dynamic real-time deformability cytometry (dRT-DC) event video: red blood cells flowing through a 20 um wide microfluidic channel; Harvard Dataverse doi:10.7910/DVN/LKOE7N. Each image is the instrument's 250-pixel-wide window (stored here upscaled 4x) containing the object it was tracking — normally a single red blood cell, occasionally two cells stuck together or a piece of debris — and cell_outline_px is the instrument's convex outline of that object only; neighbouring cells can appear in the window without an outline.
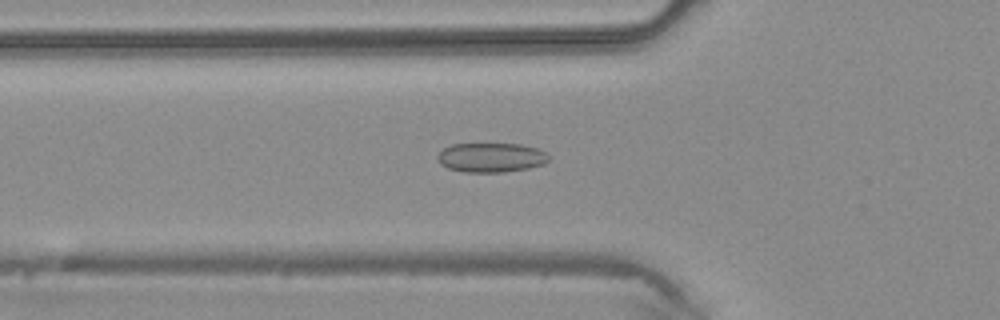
{"species": "common noctule bat (a hibernating species)", "species_latin": "Nyctalus noctula", "temperature_condition": "warm", "stored_images_in_passage": 43, "camera_frame_rate_fps": 3000, "um_per_image_px": 0.085, "animal": {"sex": "male", "body_mass_g": 20.4}, "frame": {"image": 1, "passage_image": 15, "time_ms": 4.667, "image_size_px": [1000, 320], "cell_outline_px": [[548, 160], [544, 164], [528, 168], [504, 172], [464, 172], [448, 168], [440, 164], [436, 160], [436, 156], [444, 148], [452, 144], [520, 144], [536, 148], [548, 152]], "centroid_in_image_um": [41.73, 13.39], "position_along_channel_um": 84.1, "area_um2": 19.13}}
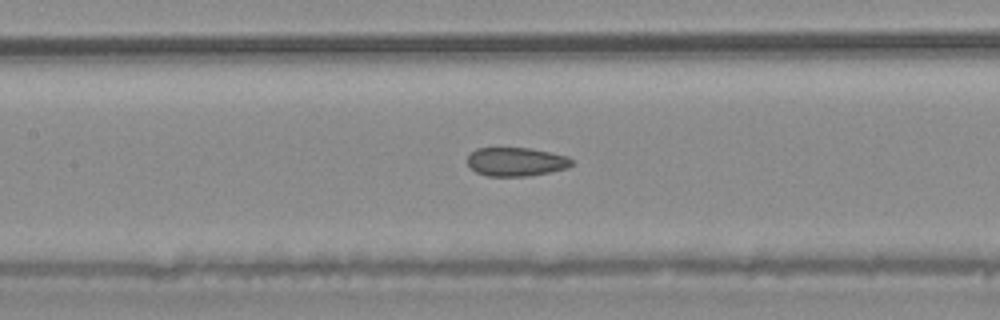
{"frame": {"image": 2, "passage_image": 20, "time_ms": 6.333, "image_size_px": [1000, 320], "cell_outline_px": [[572, 164], [568, 168], [528, 176], [488, 176], [476, 172], [468, 164], [468, 156], [476, 148], [532, 148], [568, 156], [572, 160]], "centroid_in_image_um": [43.88, 13.74], "position_along_channel_um": 163.5, "area_um2": 17.4}}
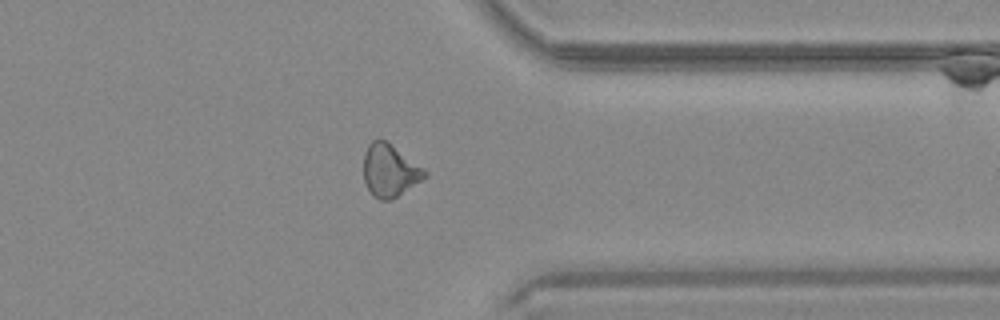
{"frame": {"image": 3, "passage_image": 34, "time_ms": 11.0, "image_size_px": [1000, 320], "cell_outline_px": [[428, 176], [396, 196], [388, 200], [380, 200], [372, 196], [364, 180], [364, 152], [368, 144], [372, 140], [388, 140], [424, 168], [428, 172]], "centroid_in_image_um": [33.13, 14.46], "position_along_channel_um": 378.3, "area_um2": 18.79}}